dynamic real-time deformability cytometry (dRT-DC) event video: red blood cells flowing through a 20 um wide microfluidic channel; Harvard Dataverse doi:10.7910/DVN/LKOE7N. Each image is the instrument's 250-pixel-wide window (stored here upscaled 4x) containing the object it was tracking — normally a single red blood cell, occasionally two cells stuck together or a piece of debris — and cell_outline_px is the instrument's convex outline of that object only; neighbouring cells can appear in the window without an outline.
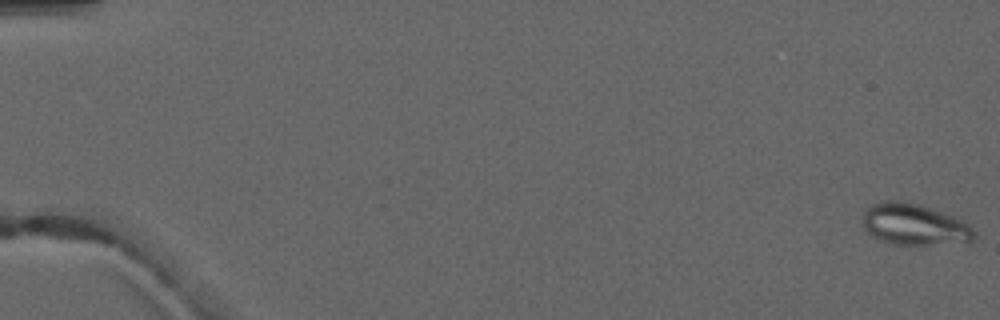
{"species": "common noctule bat (a hibernating species)", "species_latin": "Nyctalus noctula", "temperature_condition": "warm", "stored_images_in_passage": 4, "camera_frame_rate_fps": 3000, "um_per_image_px": 0.085, "animal": {"sex": "male", "forearm_length_mm": 52.5}, "frame": {"image": 1, "passage_image": 1, "time_ms": 0.0, "image_size_px": [1000, 320], "cell_outline_px": [[976, 236], [972, 240], [924, 244], [896, 244], [872, 236], [864, 228], [864, 212], [872, 204], [884, 200], [896, 200], [920, 204], [964, 220], [976, 232]], "centroid_in_image_um": [77.71, 19.05], "position_along_channel_um": 7.3, "area_um2": 26.3}}